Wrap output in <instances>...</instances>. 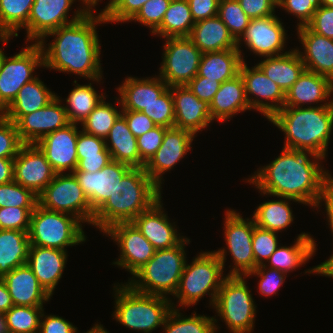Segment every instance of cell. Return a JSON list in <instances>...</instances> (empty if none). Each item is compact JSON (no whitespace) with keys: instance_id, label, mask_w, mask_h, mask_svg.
<instances>
[{"instance_id":"6da1fadb","label":"cell","mask_w":333,"mask_h":333,"mask_svg":"<svg viewBox=\"0 0 333 333\" xmlns=\"http://www.w3.org/2000/svg\"><path fill=\"white\" fill-rule=\"evenodd\" d=\"M323 159L310 152L283 147L275 160L255 171L247 182L255 185L262 195L291 198L317 208L328 172L320 165Z\"/></svg>"},{"instance_id":"7a4b0ae2","label":"cell","mask_w":333,"mask_h":333,"mask_svg":"<svg viewBox=\"0 0 333 333\" xmlns=\"http://www.w3.org/2000/svg\"><path fill=\"white\" fill-rule=\"evenodd\" d=\"M102 23H107L105 16L102 13L96 16L93 11L76 22L48 33L44 38L54 36V40L46 44L48 47L45 45L46 39L39 42L44 68L74 73L95 82L102 80L101 44L96 30L98 24Z\"/></svg>"},{"instance_id":"3957f363","label":"cell","mask_w":333,"mask_h":333,"mask_svg":"<svg viewBox=\"0 0 333 333\" xmlns=\"http://www.w3.org/2000/svg\"><path fill=\"white\" fill-rule=\"evenodd\" d=\"M269 121L284 132V148L310 152L325 159L333 130V104L283 107Z\"/></svg>"},{"instance_id":"277c9868","label":"cell","mask_w":333,"mask_h":333,"mask_svg":"<svg viewBox=\"0 0 333 333\" xmlns=\"http://www.w3.org/2000/svg\"><path fill=\"white\" fill-rule=\"evenodd\" d=\"M161 196V189L144 168H132L118 183L111 197L95 212L93 226L101 232L117 223L132 222Z\"/></svg>"},{"instance_id":"5b68a950","label":"cell","mask_w":333,"mask_h":333,"mask_svg":"<svg viewBox=\"0 0 333 333\" xmlns=\"http://www.w3.org/2000/svg\"><path fill=\"white\" fill-rule=\"evenodd\" d=\"M114 290L113 318L126 328L138 332L150 333L164 325L172 308H176L168 296L144 294L127 283L114 284Z\"/></svg>"},{"instance_id":"8992f818","label":"cell","mask_w":333,"mask_h":333,"mask_svg":"<svg viewBox=\"0 0 333 333\" xmlns=\"http://www.w3.org/2000/svg\"><path fill=\"white\" fill-rule=\"evenodd\" d=\"M184 238L178 245L156 250L153 257L126 282L134 290L151 295L174 296L186 263Z\"/></svg>"},{"instance_id":"52a82bcc","label":"cell","mask_w":333,"mask_h":333,"mask_svg":"<svg viewBox=\"0 0 333 333\" xmlns=\"http://www.w3.org/2000/svg\"><path fill=\"white\" fill-rule=\"evenodd\" d=\"M223 269V264L214 251L200 252L190 265L186 261L174 294L178 299L177 306L196 305L207 294L211 297L209 305L213 308L222 282L227 277L223 276Z\"/></svg>"},{"instance_id":"ba28073f","label":"cell","mask_w":333,"mask_h":333,"mask_svg":"<svg viewBox=\"0 0 333 333\" xmlns=\"http://www.w3.org/2000/svg\"><path fill=\"white\" fill-rule=\"evenodd\" d=\"M82 225L72 215L50 211L37 204L30 216V245L67 251L65 247L86 241Z\"/></svg>"},{"instance_id":"9c48e42d","label":"cell","mask_w":333,"mask_h":333,"mask_svg":"<svg viewBox=\"0 0 333 333\" xmlns=\"http://www.w3.org/2000/svg\"><path fill=\"white\" fill-rule=\"evenodd\" d=\"M245 278L227 275L213 306L231 333H251L254 329L257 306Z\"/></svg>"},{"instance_id":"30bf717a","label":"cell","mask_w":333,"mask_h":333,"mask_svg":"<svg viewBox=\"0 0 333 333\" xmlns=\"http://www.w3.org/2000/svg\"><path fill=\"white\" fill-rule=\"evenodd\" d=\"M38 205L50 211L72 215L80 222L93 226L95 212L73 173H56L38 195Z\"/></svg>"},{"instance_id":"8fae6325","label":"cell","mask_w":333,"mask_h":333,"mask_svg":"<svg viewBox=\"0 0 333 333\" xmlns=\"http://www.w3.org/2000/svg\"><path fill=\"white\" fill-rule=\"evenodd\" d=\"M225 213L224 238L227 248L214 250V253L219 257L224 268L227 250H229L234 266L230 268L228 276H246L255 270V257L252 249L255 223L253 218L243 219L240 212L237 213L235 210L228 209Z\"/></svg>"},{"instance_id":"7c38bea8","label":"cell","mask_w":333,"mask_h":333,"mask_svg":"<svg viewBox=\"0 0 333 333\" xmlns=\"http://www.w3.org/2000/svg\"><path fill=\"white\" fill-rule=\"evenodd\" d=\"M37 67H44L39 43L33 42L11 57L0 52V113L13 102L25 83L36 78L32 73Z\"/></svg>"},{"instance_id":"4fadbf2b","label":"cell","mask_w":333,"mask_h":333,"mask_svg":"<svg viewBox=\"0 0 333 333\" xmlns=\"http://www.w3.org/2000/svg\"><path fill=\"white\" fill-rule=\"evenodd\" d=\"M159 77L171 86L187 85L198 73L202 52L189 37L166 38Z\"/></svg>"},{"instance_id":"5bb4252c","label":"cell","mask_w":333,"mask_h":333,"mask_svg":"<svg viewBox=\"0 0 333 333\" xmlns=\"http://www.w3.org/2000/svg\"><path fill=\"white\" fill-rule=\"evenodd\" d=\"M75 0H34L28 23L24 27L27 31L26 42L39 43L44 37L58 28L80 20L87 12L78 9L74 16L68 19V12Z\"/></svg>"},{"instance_id":"9a60e30c","label":"cell","mask_w":333,"mask_h":333,"mask_svg":"<svg viewBox=\"0 0 333 333\" xmlns=\"http://www.w3.org/2000/svg\"><path fill=\"white\" fill-rule=\"evenodd\" d=\"M103 234L110 236L120 248V258L113 264L125 268L131 275H134L155 254L154 246L132 222L114 224Z\"/></svg>"},{"instance_id":"2e32d148","label":"cell","mask_w":333,"mask_h":333,"mask_svg":"<svg viewBox=\"0 0 333 333\" xmlns=\"http://www.w3.org/2000/svg\"><path fill=\"white\" fill-rule=\"evenodd\" d=\"M283 22L276 15L265 18L251 19L245 33L237 41V49L240 51L242 61L241 41L253 54L261 57H270L284 54L286 32ZM282 51V52H281Z\"/></svg>"},{"instance_id":"e0dca14e","label":"cell","mask_w":333,"mask_h":333,"mask_svg":"<svg viewBox=\"0 0 333 333\" xmlns=\"http://www.w3.org/2000/svg\"><path fill=\"white\" fill-rule=\"evenodd\" d=\"M239 73L243 78L246 98L251 109L260 112L269 120L283 108L285 93L257 65L249 68L244 61ZM251 94L256 97H249Z\"/></svg>"},{"instance_id":"ac0fdd59","label":"cell","mask_w":333,"mask_h":333,"mask_svg":"<svg viewBox=\"0 0 333 333\" xmlns=\"http://www.w3.org/2000/svg\"><path fill=\"white\" fill-rule=\"evenodd\" d=\"M56 172L36 144H24L14 158V181L38 196Z\"/></svg>"},{"instance_id":"d6986e66","label":"cell","mask_w":333,"mask_h":333,"mask_svg":"<svg viewBox=\"0 0 333 333\" xmlns=\"http://www.w3.org/2000/svg\"><path fill=\"white\" fill-rule=\"evenodd\" d=\"M195 137L196 135L181 128L166 129L162 145L144 167L146 174L160 189L164 181L162 175L187 155Z\"/></svg>"},{"instance_id":"ffe728a7","label":"cell","mask_w":333,"mask_h":333,"mask_svg":"<svg viewBox=\"0 0 333 333\" xmlns=\"http://www.w3.org/2000/svg\"><path fill=\"white\" fill-rule=\"evenodd\" d=\"M78 124L69 123L63 128L42 137L37 147L45 154L56 173H72L78 165L77 139Z\"/></svg>"},{"instance_id":"44dd1931","label":"cell","mask_w":333,"mask_h":333,"mask_svg":"<svg viewBox=\"0 0 333 333\" xmlns=\"http://www.w3.org/2000/svg\"><path fill=\"white\" fill-rule=\"evenodd\" d=\"M57 96L47 106L23 115L15 124L24 144H36L42 137L70 123L64 104Z\"/></svg>"},{"instance_id":"7402d4cb","label":"cell","mask_w":333,"mask_h":333,"mask_svg":"<svg viewBox=\"0 0 333 333\" xmlns=\"http://www.w3.org/2000/svg\"><path fill=\"white\" fill-rule=\"evenodd\" d=\"M128 164L112 160L100 171L72 172L96 212L113 194L118 183L132 169Z\"/></svg>"},{"instance_id":"603a6c76","label":"cell","mask_w":333,"mask_h":333,"mask_svg":"<svg viewBox=\"0 0 333 333\" xmlns=\"http://www.w3.org/2000/svg\"><path fill=\"white\" fill-rule=\"evenodd\" d=\"M161 200L160 198L148 210L140 213L132 221L156 250L174 247L185 238L179 236L180 233L177 232L176 225L170 223L167 214L163 210Z\"/></svg>"},{"instance_id":"cb8c5ba5","label":"cell","mask_w":333,"mask_h":333,"mask_svg":"<svg viewBox=\"0 0 333 333\" xmlns=\"http://www.w3.org/2000/svg\"><path fill=\"white\" fill-rule=\"evenodd\" d=\"M174 100V127L192 134L202 131L212 123L209 104L200 100L186 85L171 86Z\"/></svg>"},{"instance_id":"d4e9b609","label":"cell","mask_w":333,"mask_h":333,"mask_svg":"<svg viewBox=\"0 0 333 333\" xmlns=\"http://www.w3.org/2000/svg\"><path fill=\"white\" fill-rule=\"evenodd\" d=\"M304 53L298 50L306 70L329 77L333 81V39L311 31L307 26L297 28Z\"/></svg>"},{"instance_id":"484cf974","label":"cell","mask_w":333,"mask_h":333,"mask_svg":"<svg viewBox=\"0 0 333 333\" xmlns=\"http://www.w3.org/2000/svg\"><path fill=\"white\" fill-rule=\"evenodd\" d=\"M67 251L30 245L27 265L37 280L52 297L56 285L62 278L67 263Z\"/></svg>"},{"instance_id":"4316f807","label":"cell","mask_w":333,"mask_h":333,"mask_svg":"<svg viewBox=\"0 0 333 333\" xmlns=\"http://www.w3.org/2000/svg\"><path fill=\"white\" fill-rule=\"evenodd\" d=\"M333 93V81L324 75L304 70L299 79L285 93L283 107H303L304 104H333L329 97ZM328 99V100H327ZM328 101V102H327Z\"/></svg>"},{"instance_id":"83f0119b","label":"cell","mask_w":333,"mask_h":333,"mask_svg":"<svg viewBox=\"0 0 333 333\" xmlns=\"http://www.w3.org/2000/svg\"><path fill=\"white\" fill-rule=\"evenodd\" d=\"M2 278L15 306L38 307L51 299L27 264L11 270Z\"/></svg>"},{"instance_id":"f1b7e54d","label":"cell","mask_w":333,"mask_h":333,"mask_svg":"<svg viewBox=\"0 0 333 333\" xmlns=\"http://www.w3.org/2000/svg\"><path fill=\"white\" fill-rule=\"evenodd\" d=\"M149 78L130 76L116 88L120 93L116 102L122 106L121 110L142 111L169 88L159 76Z\"/></svg>"},{"instance_id":"f546056e","label":"cell","mask_w":333,"mask_h":333,"mask_svg":"<svg viewBox=\"0 0 333 333\" xmlns=\"http://www.w3.org/2000/svg\"><path fill=\"white\" fill-rule=\"evenodd\" d=\"M209 108L211 119L222 123L239 112L251 110L240 73L234 78L221 83L209 104Z\"/></svg>"},{"instance_id":"4dcf8cb0","label":"cell","mask_w":333,"mask_h":333,"mask_svg":"<svg viewBox=\"0 0 333 333\" xmlns=\"http://www.w3.org/2000/svg\"><path fill=\"white\" fill-rule=\"evenodd\" d=\"M189 38L202 53L237 49V41L218 15L195 22Z\"/></svg>"},{"instance_id":"1f68e13d","label":"cell","mask_w":333,"mask_h":333,"mask_svg":"<svg viewBox=\"0 0 333 333\" xmlns=\"http://www.w3.org/2000/svg\"><path fill=\"white\" fill-rule=\"evenodd\" d=\"M284 93L299 79L306 69L297 48L284 54L264 57L256 64Z\"/></svg>"},{"instance_id":"d6a6232c","label":"cell","mask_w":333,"mask_h":333,"mask_svg":"<svg viewBox=\"0 0 333 333\" xmlns=\"http://www.w3.org/2000/svg\"><path fill=\"white\" fill-rule=\"evenodd\" d=\"M56 97L57 95L36 77L22 86L17 97L1 114L16 123L23 115L47 106Z\"/></svg>"},{"instance_id":"836d02e7","label":"cell","mask_w":333,"mask_h":333,"mask_svg":"<svg viewBox=\"0 0 333 333\" xmlns=\"http://www.w3.org/2000/svg\"><path fill=\"white\" fill-rule=\"evenodd\" d=\"M311 234L301 233L292 246H278L264 266L277 269L284 273L295 271L296 268L308 262L316 252V243Z\"/></svg>"},{"instance_id":"e575fe53","label":"cell","mask_w":333,"mask_h":333,"mask_svg":"<svg viewBox=\"0 0 333 333\" xmlns=\"http://www.w3.org/2000/svg\"><path fill=\"white\" fill-rule=\"evenodd\" d=\"M105 143L112 160L128 164L133 168H141L137 138L130 131L122 115L114 122L105 138Z\"/></svg>"},{"instance_id":"d590c367","label":"cell","mask_w":333,"mask_h":333,"mask_svg":"<svg viewBox=\"0 0 333 333\" xmlns=\"http://www.w3.org/2000/svg\"><path fill=\"white\" fill-rule=\"evenodd\" d=\"M242 58L238 49L202 53L196 76L223 83L239 74Z\"/></svg>"},{"instance_id":"8d00e7d4","label":"cell","mask_w":333,"mask_h":333,"mask_svg":"<svg viewBox=\"0 0 333 333\" xmlns=\"http://www.w3.org/2000/svg\"><path fill=\"white\" fill-rule=\"evenodd\" d=\"M29 247L28 232L0 229V277L27 263Z\"/></svg>"},{"instance_id":"74e56055","label":"cell","mask_w":333,"mask_h":333,"mask_svg":"<svg viewBox=\"0 0 333 333\" xmlns=\"http://www.w3.org/2000/svg\"><path fill=\"white\" fill-rule=\"evenodd\" d=\"M281 198L280 200H270L259 204L252 216L255 225L276 233L281 232L288 226L290 227L294 217L289 202H301L291 198Z\"/></svg>"},{"instance_id":"f35d334b","label":"cell","mask_w":333,"mask_h":333,"mask_svg":"<svg viewBox=\"0 0 333 333\" xmlns=\"http://www.w3.org/2000/svg\"><path fill=\"white\" fill-rule=\"evenodd\" d=\"M195 22L187 0H171L161 25L152 33L160 37H189Z\"/></svg>"},{"instance_id":"ab89813d","label":"cell","mask_w":333,"mask_h":333,"mask_svg":"<svg viewBox=\"0 0 333 333\" xmlns=\"http://www.w3.org/2000/svg\"><path fill=\"white\" fill-rule=\"evenodd\" d=\"M73 85L75 87L65 99L67 105L64 107L70 123L80 124L106 96L103 93L98 94L92 83L80 85L74 80Z\"/></svg>"},{"instance_id":"60d3db41","label":"cell","mask_w":333,"mask_h":333,"mask_svg":"<svg viewBox=\"0 0 333 333\" xmlns=\"http://www.w3.org/2000/svg\"><path fill=\"white\" fill-rule=\"evenodd\" d=\"M34 0H0V35L18 37L28 23Z\"/></svg>"},{"instance_id":"b9f144b4","label":"cell","mask_w":333,"mask_h":333,"mask_svg":"<svg viewBox=\"0 0 333 333\" xmlns=\"http://www.w3.org/2000/svg\"><path fill=\"white\" fill-rule=\"evenodd\" d=\"M179 308H172L163 325L165 333H214L218 331L217 319L192 313L189 317H183Z\"/></svg>"},{"instance_id":"7bdbcfd3","label":"cell","mask_w":333,"mask_h":333,"mask_svg":"<svg viewBox=\"0 0 333 333\" xmlns=\"http://www.w3.org/2000/svg\"><path fill=\"white\" fill-rule=\"evenodd\" d=\"M104 97L91 111L88 117L81 123L82 130L87 133L105 139L114 122L121 115L122 110H117L112 104L105 101Z\"/></svg>"},{"instance_id":"ee69618b","label":"cell","mask_w":333,"mask_h":333,"mask_svg":"<svg viewBox=\"0 0 333 333\" xmlns=\"http://www.w3.org/2000/svg\"><path fill=\"white\" fill-rule=\"evenodd\" d=\"M43 306L13 305L4 315L7 331L11 333H39Z\"/></svg>"},{"instance_id":"f6af8a7d","label":"cell","mask_w":333,"mask_h":333,"mask_svg":"<svg viewBox=\"0 0 333 333\" xmlns=\"http://www.w3.org/2000/svg\"><path fill=\"white\" fill-rule=\"evenodd\" d=\"M218 16L236 41L245 33L251 20L237 0H220Z\"/></svg>"},{"instance_id":"bcb514c9","label":"cell","mask_w":333,"mask_h":333,"mask_svg":"<svg viewBox=\"0 0 333 333\" xmlns=\"http://www.w3.org/2000/svg\"><path fill=\"white\" fill-rule=\"evenodd\" d=\"M141 112L146 114L157 126L174 127V100L170 87L154 102L144 107Z\"/></svg>"},{"instance_id":"7dc6e473","label":"cell","mask_w":333,"mask_h":333,"mask_svg":"<svg viewBox=\"0 0 333 333\" xmlns=\"http://www.w3.org/2000/svg\"><path fill=\"white\" fill-rule=\"evenodd\" d=\"M37 204L38 196L14 180L0 185V208L35 207Z\"/></svg>"},{"instance_id":"c3c4849f","label":"cell","mask_w":333,"mask_h":333,"mask_svg":"<svg viewBox=\"0 0 333 333\" xmlns=\"http://www.w3.org/2000/svg\"><path fill=\"white\" fill-rule=\"evenodd\" d=\"M278 236L276 232L254 226L252 236V249L255 257V269L264 265L271 254L278 248Z\"/></svg>"},{"instance_id":"681fc988","label":"cell","mask_w":333,"mask_h":333,"mask_svg":"<svg viewBox=\"0 0 333 333\" xmlns=\"http://www.w3.org/2000/svg\"><path fill=\"white\" fill-rule=\"evenodd\" d=\"M171 0H148L130 20L149 27L154 32L164 18Z\"/></svg>"},{"instance_id":"f907efd6","label":"cell","mask_w":333,"mask_h":333,"mask_svg":"<svg viewBox=\"0 0 333 333\" xmlns=\"http://www.w3.org/2000/svg\"><path fill=\"white\" fill-rule=\"evenodd\" d=\"M35 207H1L0 229L29 232L30 216Z\"/></svg>"},{"instance_id":"816d5d0a","label":"cell","mask_w":333,"mask_h":333,"mask_svg":"<svg viewBox=\"0 0 333 333\" xmlns=\"http://www.w3.org/2000/svg\"><path fill=\"white\" fill-rule=\"evenodd\" d=\"M23 145L16 124L0 113V158H15Z\"/></svg>"},{"instance_id":"f5cc1de1","label":"cell","mask_w":333,"mask_h":333,"mask_svg":"<svg viewBox=\"0 0 333 333\" xmlns=\"http://www.w3.org/2000/svg\"><path fill=\"white\" fill-rule=\"evenodd\" d=\"M252 275L260 277L258 282V291L261 295L267 297L277 294L279 288L287 277L286 273L270 267L268 268L264 265L257 266L254 271H251L245 277H250Z\"/></svg>"},{"instance_id":"db71d44e","label":"cell","mask_w":333,"mask_h":333,"mask_svg":"<svg viewBox=\"0 0 333 333\" xmlns=\"http://www.w3.org/2000/svg\"><path fill=\"white\" fill-rule=\"evenodd\" d=\"M277 6L287 13L297 17V28L306 26L312 19L315 11L321 7L320 0H277Z\"/></svg>"},{"instance_id":"11a10c76","label":"cell","mask_w":333,"mask_h":333,"mask_svg":"<svg viewBox=\"0 0 333 333\" xmlns=\"http://www.w3.org/2000/svg\"><path fill=\"white\" fill-rule=\"evenodd\" d=\"M166 129L167 127L164 126H155L137 138L141 168L145 167L162 145Z\"/></svg>"},{"instance_id":"9f6ffc18","label":"cell","mask_w":333,"mask_h":333,"mask_svg":"<svg viewBox=\"0 0 333 333\" xmlns=\"http://www.w3.org/2000/svg\"><path fill=\"white\" fill-rule=\"evenodd\" d=\"M85 156H111V154L106 148L105 139L79 130L77 139L78 161Z\"/></svg>"},{"instance_id":"6f0895ef","label":"cell","mask_w":333,"mask_h":333,"mask_svg":"<svg viewBox=\"0 0 333 333\" xmlns=\"http://www.w3.org/2000/svg\"><path fill=\"white\" fill-rule=\"evenodd\" d=\"M148 0H120L106 15V22L124 23L130 20L137 14L140 8Z\"/></svg>"},{"instance_id":"680465c9","label":"cell","mask_w":333,"mask_h":333,"mask_svg":"<svg viewBox=\"0 0 333 333\" xmlns=\"http://www.w3.org/2000/svg\"><path fill=\"white\" fill-rule=\"evenodd\" d=\"M306 26L319 35L333 39V7L321 5Z\"/></svg>"},{"instance_id":"91938a15","label":"cell","mask_w":333,"mask_h":333,"mask_svg":"<svg viewBox=\"0 0 333 333\" xmlns=\"http://www.w3.org/2000/svg\"><path fill=\"white\" fill-rule=\"evenodd\" d=\"M250 19L275 15L277 0H237Z\"/></svg>"},{"instance_id":"94428289","label":"cell","mask_w":333,"mask_h":333,"mask_svg":"<svg viewBox=\"0 0 333 333\" xmlns=\"http://www.w3.org/2000/svg\"><path fill=\"white\" fill-rule=\"evenodd\" d=\"M221 83L203 76H195L186 86L202 101L208 104L220 88Z\"/></svg>"},{"instance_id":"6125c7cd","label":"cell","mask_w":333,"mask_h":333,"mask_svg":"<svg viewBox=\"0 0 333 333\" xmlns=\"http://www.w3.org/2000/svg\"><path fill=\"white\" fill-rule=\"evenodd\" d=\"M121 115L125 118L130 131L136 138L157 126L141 111L122 110Z\"/></svg>"},{"instance_id":"be15d7a7","label":"cell","mask_w":333,"mask_h":333,"mask_svg":"<svg viewBox=\"0 0 333 333\" xmlns=\"http://www.w3.org/2000/svg\"><path fill=\"white\" fill-rule=\"evenodd\" d=\"M44 314L43 311L40 320L39 333H78L77 327L64 318L56 315L45 316Z\"/></svg>"},{"instance_id":"e7e4bbea","label":"cell","mask_w":333,"mask_h":333,"mask_svg":"<svg viewBox=\"0 0 333 333\" xmlns=\"http://www.w3.org/2000/svg\"><path fill=\"white\" fill-rule=\"evenodd\" d=\"M194 22L218 15L220 0H187Z\"/></svg>"},{"instance_id":"03108f58","label":"cell","mask_w":333,"mask_h":333,"mask_svg":"<svg viewBox=\"0 0 333 333\" xmlns=\"http://www.w3.org/2000/svg\"><path fill=\"white\" fill-rule=\"evenodd\" d=\"M325 202V210L327 213V220H328V225H330L331 232L333 234V177L329 172H327L325 180H324V185H323V190L320 196V200L318 202V210L319 206H322V202Z\"/></svg>"},{"instance_id":"003e7915","label":"cell","mask_w":333,"mask_h":333,"mask_svg":"<svg viewBox=\"0 0 333 333\" xmlns=\"http://www.w3.org/2000/svg\"><path fill=\"white\" fill-rule=\"evenodd\" d=\"M112 161L111 156H85L78 161L76 170L73 172H90L100 171Z\"/></svg>"},{"instance_id":"a7ac6f4b","label":"cell","mask_w":333,"mask_h":333,"mask_svg":"<svg viewBox=\"0 0 333 333\" xmlns=\"http://www.w3.org/2000/svg\"><path fill=\"white\" fill-rule=\"evenodd\" d=\"M14 180V158H0V185Z\"/></svg>"},{"instance_id":"89a4df30","label":"cell","mask_w":333,"mask_h":333,"mask_svg":"<svg viewBox=\"0 0 333 333\" xmlns=\"http://www.w3.org/2000/svg\"><path fill=\"white\" fill-rule=\"evenodd\" d=\"M13 305L8 288L3 278L0 277V313L5 314Z\"/></svg>"},{"instance_id":"2644e50d","label":"cell","mask_w":333,"mask_h":333,"mask_svg":"<svg viewBox=\"0 0 333 333\" xmlns=\"http://www.w3.org/2000/svg\"><path fill=\"white\" fill-rule=\"evenodd\" d=\"M306 273H315L320 274L322 276L332 277L333 278V254L329 257L326 261L322 262L321 264L312 267L311 269H308L305 271Z\"/></svg>"},{"instance_id":"8c879c8a","label":"cell","mask_w":333,"mask_h":333,"mask_svg":"<svg viewBox=\"0 0 333 333\" xmlns=\"http://www.w3.org/2000/svg\"><path fill=\"white\" fill-rule=\"evenodd\" d=\"M82 1L83 4H85V6L83 5V9H85V11L87 13H92L93 11V8L92 7H95L99 1L101 0H80Z\"/></svg>"},{"instance_id":"753ad0ef","label":"cell","mask_w":333,"mask_h":333,"mask_svg":"<svg viewBox=\"0 0 333 333\" xmlns=\"http://www.w3.org/2000/svg\"><path fill=\"white\" fill-rule=\"evenodd\" d=\"M92 328H90L86 333H109L101 324H94Z\"/></svg>"},{"instance_id":"34e18365","label":"cell","mask_w":333,"mask_h":333,"mask_svg":"<svg viewBox=\"0 0 333 333\" xmlns=\"http://www.w3.org/2000/svg\"><path fill=\"white\" fill-rule=\"evenodd\" d=\"M119 1L120 0H110L100 13L105 16Z\"/></svg>"},{"instance_id":"11e5206c","label":"cell","mask_w":333,"mask_h":333,"mask_svg":"<svg viewBox=\"0 0 333 333\" xmlns=\"http://www.w3.org/2000/svg\"><path fill=\"white\" fill-rule=\"evenodd\" d=\"M0 333H8L5 322V315L3 313H0Z\"/></svg>"},{"instance_id":"2a66077c","label":"cell","mask_w":333,"mask_h":333,"mask_svg":"<svg viewBox=\"0 0 333 333\" xmlns=\"http://www.w3.org/2000/svg\"><path fill=\"white\" fill-rule=\"evenodd\" d=\"M321 5L326 7H333V0H320Z\"/></svg>"},{"instance_id":"b9fcfbb0","label":"cell","mask_w":333,"mask_h":333,"mask_svg":"<svg viewBox=\"0 0 333 333\" xmlns=\"http://www.w3.org/2000/svg\"><path fill=\"white\" fill-rule=\"evenodd\" d=\"M0 42H3V44L5 43H8V41L10 40V37L8 36H5V35H0Z\"/></svg>"}]
</instances>
